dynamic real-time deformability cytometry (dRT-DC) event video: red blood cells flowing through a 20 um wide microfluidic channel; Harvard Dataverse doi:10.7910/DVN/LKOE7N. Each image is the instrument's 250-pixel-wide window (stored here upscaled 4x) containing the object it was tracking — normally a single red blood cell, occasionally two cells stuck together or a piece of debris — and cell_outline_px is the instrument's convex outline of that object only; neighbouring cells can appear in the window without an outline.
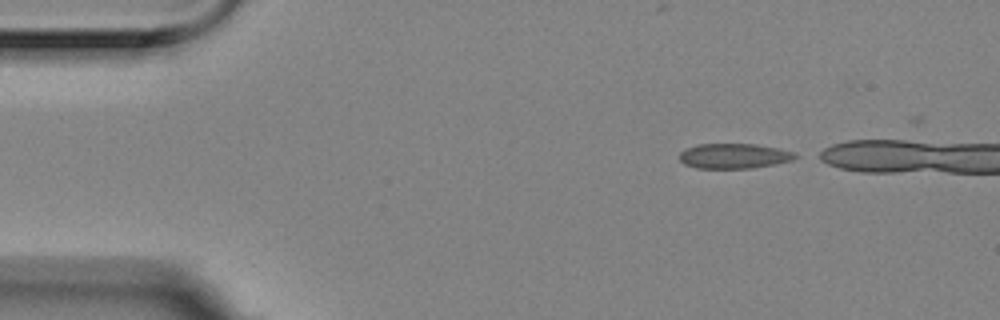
{"species": "Egyptian fruit bat (a non-hibernating species)", "species_latin": "Rousettus aegyptiacus", "temperature_condition": "room temperature", "stored_images_in_passage": 4, "camera_frame_rate_fps": 3000, "um_per_image_px": 0.085, "animal": {"sex": "female"}, "frame": {"image": 1, "passage_image": 1, "time_ms": 0.0, "image_size_px": [1000, 320], "cell_outline_px": [[796, 156], [792, 160], [776, 164], [752, 168], [696, 168], [684, 164], [680, 160], [680, 152], [684, 148], [696, 144], [752, 144], [776, 148], [796, 152]], "centroid_in_image_um": [62.35, 13.26], "position_along_channel_um": 22.6, "area_um2": 16.88}}